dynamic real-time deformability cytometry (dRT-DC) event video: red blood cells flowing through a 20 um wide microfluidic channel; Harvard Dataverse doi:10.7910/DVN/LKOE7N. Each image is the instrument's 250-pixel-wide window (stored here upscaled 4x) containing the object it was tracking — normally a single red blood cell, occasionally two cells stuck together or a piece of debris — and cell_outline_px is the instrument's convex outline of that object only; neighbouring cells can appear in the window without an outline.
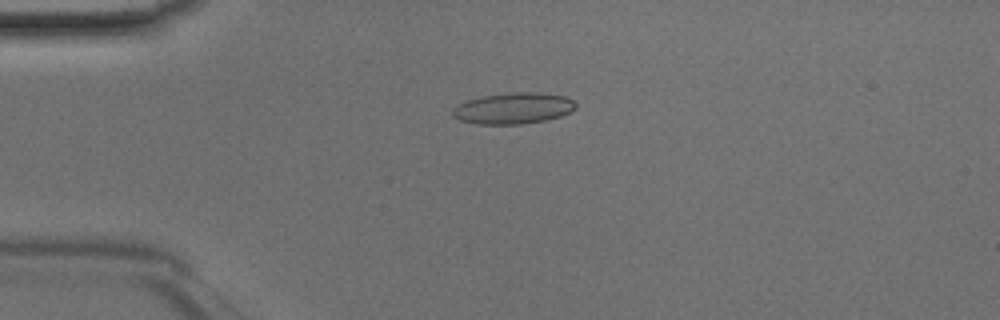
{"species": "Egyptian fruit bat (a non-hibernating species)", "species_latin": "Rousettus aegyptiacus", "temperature_condition": "room temperature", "stored_images_in_passage": 35, "camera_frame_rate_fps": 3000, "um_per_image_px": 0.085, "animal": {"sex": "male"}, "frame": {"image": 1, "passage_image": 3, "time_ms": 0.667, "image_size_px": [1000, 320], "cell_outline_px": [[576, 108], [560, 116], [544, 120], [520, 124], [476, 124], [460, 120], [452, 116], [452, 108], [456, 104], [468, 100], [484, 96], [512, 92], [536, 92], [564, 96], [572, 100], [576, 104]], "centroid_in_image_um": [43.59, 9.2], "position_along_channel_um": 41.4, "area_um2": 22.25}}
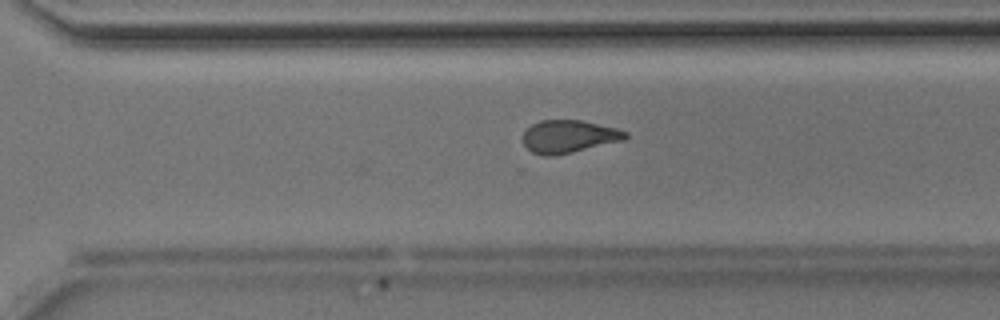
{"frame": {"image": 2, "passage_image": 24, "time_ms": 7.667, "image_size_px": [1000, 320], "cell_outline_px": [[628, 136], [624, 140], [556, 156], [544, 156], [532, 152], [524, 144], [524, 132], [532, 124], [540, 120], [580, 120], [616, 128], [628, 132]], "centroid_in_image_um": [48.36, 11.61], "position_along_channel_um": 322.2, "area_um2": 19.48}}
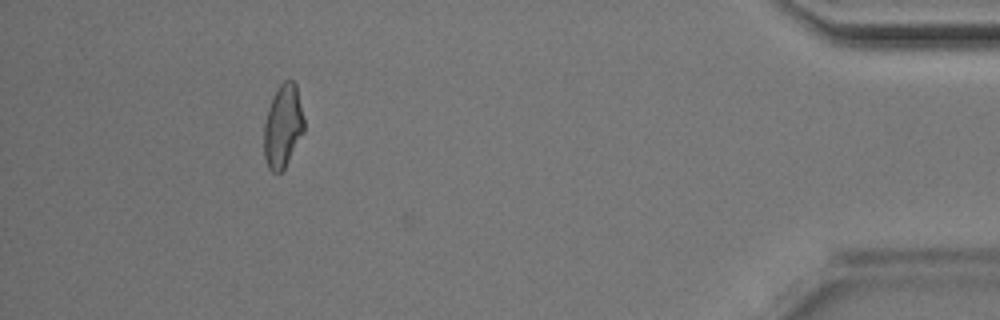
{"frame": {"image": 3, "passage_image": 34, "time_ms": 11.0, "image_size_px": [1000, 320], "cell_outline_px": [[304, 132], [284, 168], [276, 176], [268, 168], [264, 156], [264, 124], [268, 108], [280, 84], [284, 80], [292, 80], [296, 84], [304, 120]], "centroid_in_image_um": [24.04, 10.76], "position_along_channel_um": 411.2, "area_um2": 19.31}}